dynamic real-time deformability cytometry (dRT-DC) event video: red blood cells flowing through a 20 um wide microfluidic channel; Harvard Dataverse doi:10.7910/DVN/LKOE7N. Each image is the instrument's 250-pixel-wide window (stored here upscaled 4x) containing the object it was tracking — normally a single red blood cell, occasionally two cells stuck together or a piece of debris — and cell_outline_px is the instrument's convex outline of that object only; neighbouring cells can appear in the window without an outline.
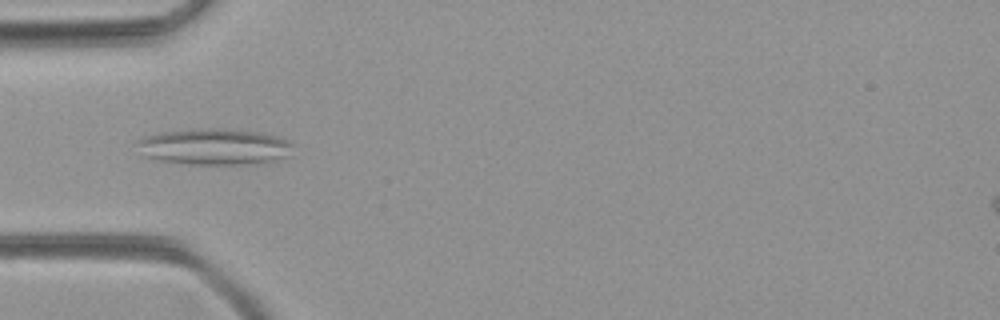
{"species": "common noctule bat (a hibernating species)", "species_latin": "Nyctalus noctula", "temperature_condition": "room temperature", "stored_images_in_passage": 45, "camera_frame_rate_fps": 3000, "um_per_image_px": 0.085, "animal": {"sex": "female", "body_mass_g": 21.9}, "frame": {"image": 1, "passage_image": 11, "time_ms": 3.333, "image_size_px": [1000, 320], "cell_outline_px": [[292, 144], [288, 156], [276, 160], [256, 164], [184, 164], [160, 160], [140, 156], [136, 140], [144, 136], [160, 132], [208, 128], [224, 128], [260, 132], [280, 136], [288, 140]], "centroid_in_image_um": [18.19, 12.47], "position_along_channel_um": 66.8, "area_um2": 33.35}}
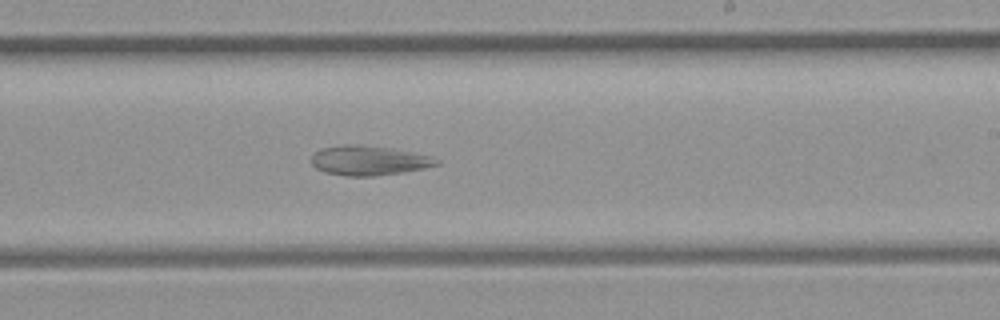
{"frame": {"image": 2, "passage_image": 25, "time_ms": 8.0, "image_size_px": [1000, 320], "cell_outline_px": [[440, 164], [424, 168], [404, 172], [376, 176], [348, 176], [324, 172], [316, 168], [308, 160], [320, 148], [344, 144], [364, 144], [392, 148], [432, 156], [440, 160]], "centroid_in_image_um": [31.34, 13.63], "position_along_channel_um": 257.7, "area_um2": 21.96}}
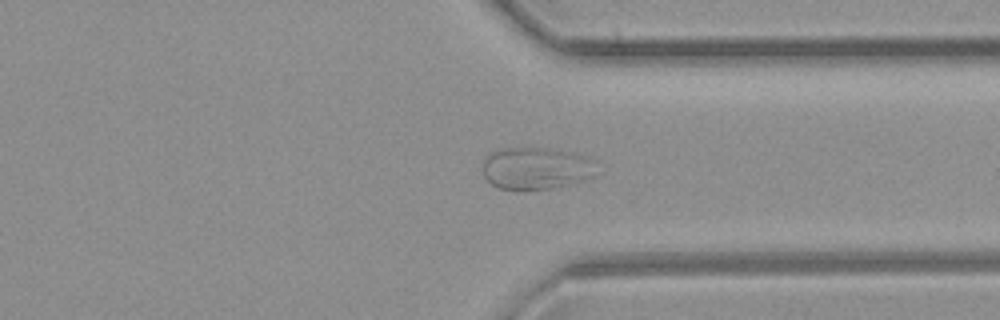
{"frame": {"image": 3, "passage_image": 33, "time_ms": 10.667, "image_size_px": [1000, 320], "cell_outline_px": [[596, 160], [592, 176], [588, 180], [556, 188], [500, 188], [492, 184], [484, 176], [484, 156], [488, 152], [500, 148], [548, 148], [576, 152], [588, 156]], "centroid_in_image_um": [45.61, 14.27], "position_along_channel_um": 365.8, "area_um2": 28.15}}